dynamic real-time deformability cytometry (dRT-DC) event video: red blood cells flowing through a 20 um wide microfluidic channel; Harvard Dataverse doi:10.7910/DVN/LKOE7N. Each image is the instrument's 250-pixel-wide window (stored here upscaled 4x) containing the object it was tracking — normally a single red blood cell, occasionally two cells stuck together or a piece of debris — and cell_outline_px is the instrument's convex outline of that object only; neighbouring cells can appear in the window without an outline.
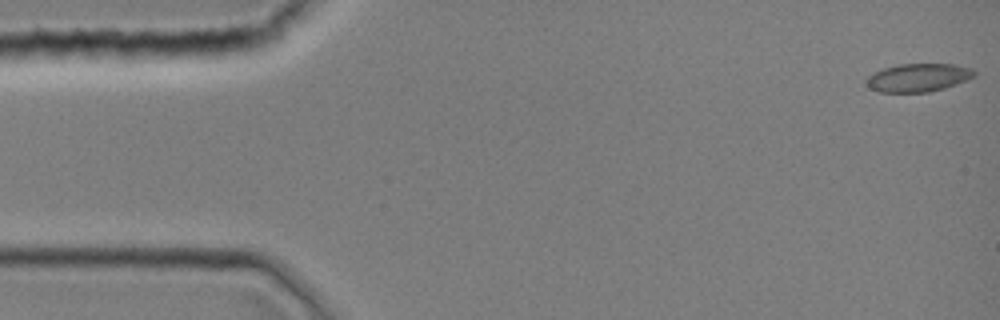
{"species": "common noctule bat (a hibernating species)", "species_latin": "Nyctalus noctula", "temperature_condition": "room temperature", "stored_images_in_passage": 6, "camera_frame_rate_fps": 3000, "um_per_image_px": 0.085, "animal": {"sex": "female", "body_mass_g": 19.0, "forearm_length_mm": 51.5}, "frame": {"image": 1, "passage_image": 1, "time_ms": 0.0, "image_size_px": [1000, 320], "cell_outline_px": [[976, 76], [956, 84], [944, 88], [928, 92], [880, 92], [872, 88], [864, 80], [868, 76], [884, 68], [900, 64], [956, 64], [972, 68], [976, 72]], "centroid_in_image_um": [78.1, 6.59], "position_along_channel_um": 6.9, "area_um2": 17.63}}